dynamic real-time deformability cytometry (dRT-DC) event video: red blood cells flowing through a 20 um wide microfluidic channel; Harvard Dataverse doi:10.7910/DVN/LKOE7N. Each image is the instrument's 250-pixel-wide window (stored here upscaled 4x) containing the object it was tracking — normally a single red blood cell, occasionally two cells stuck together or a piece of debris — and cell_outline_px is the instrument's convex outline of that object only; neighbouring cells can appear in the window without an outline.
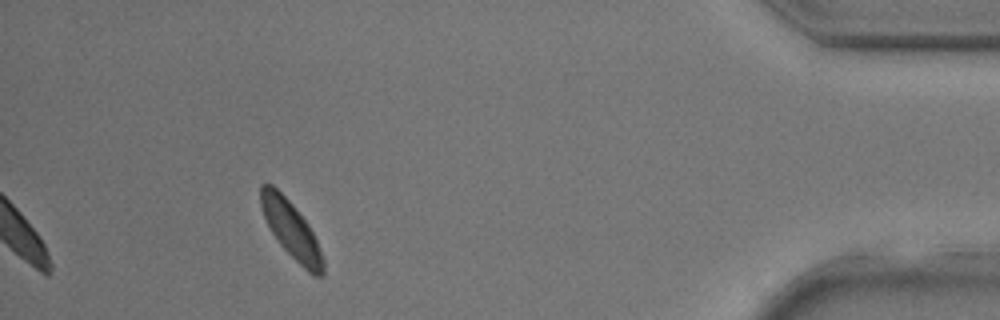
{"species": "common noctule bat (a hibernating species)", "species_latin": "Nyctalus noctula", "temperature_condition": "room temperature", "stored_images_in_passage": 25, "camera_frame_rate_fps": 3000, "um_per_image_px": 0.085, "animal": {"sex": "male", "body_mass_g": 17.9, "forearm_length_mm": 54.2}, "frame": {"image": 1, "passage_image": 25, "time_ms": 8.0, "image_size_px": [1000, 320], "cell_outline_px": [[324, 276], [316, 276], [308, 272], [280, 244], [272, 232], [264, 216], [260, 204], [260, 184], [272, 184], [292, 204], [308, 224], [316, 240], [324, 260]], "centroid_in_image_um": [24.76, 19.53], "position_along_channel_um": 410.4, "area_um2": 20.17}}